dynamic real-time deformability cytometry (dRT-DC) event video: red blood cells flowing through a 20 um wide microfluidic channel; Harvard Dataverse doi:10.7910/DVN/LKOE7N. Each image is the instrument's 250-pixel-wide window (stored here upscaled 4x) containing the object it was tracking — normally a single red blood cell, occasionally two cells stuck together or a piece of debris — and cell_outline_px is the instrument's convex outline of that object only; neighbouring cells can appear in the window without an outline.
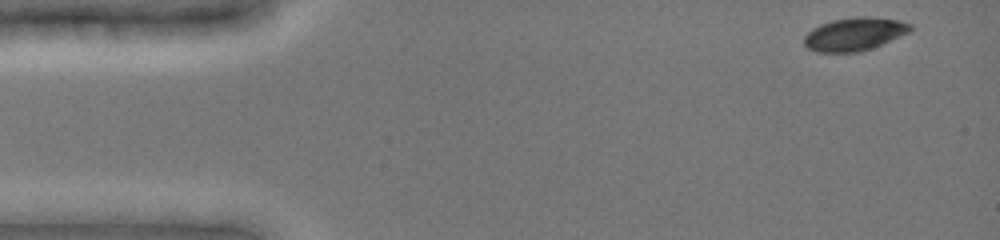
{"species": "common noctule bat (a hibernating species)", "species_latin": "Nyctalus noctula", "temperature_condition": "cold", "stored_images_in_passage": 45, "camera_frame_rate_fps": 3000, "um_per_image_px": 0.085, "animal": {"sex": "female", "body_mass_g": 19.0, "forearm_length_mm": 51.5}, "frame": {"image": 1, "passage_image": 1, "time_ms": 0.0, "image_size_px": [1000, 240], "cell_outline_px": [[912, 28], [908, 32], [872, 48], [860, 52], [816, 52], [808, 48], [804, 44], [804, 36], [812, 28], [820, 24], [832, 20], [856, 16], [868, 16], [900, 20], [912, 24]], "centroid_in_image_um": [72.61, 2.89], "position_along_channel_um": 12.4, "area_um2": 20.52}}
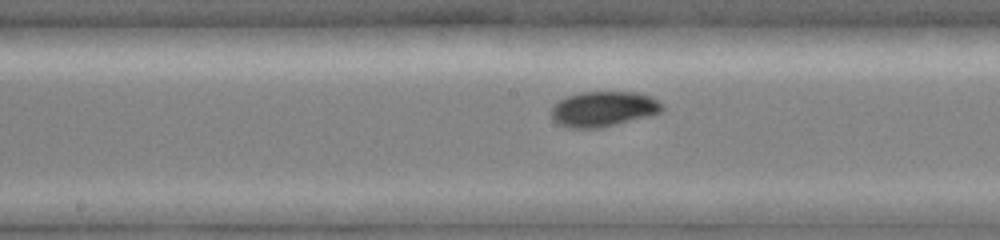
{"frame": {"image": 2, "passage_image": 23, "time_ms": 7.333, "image_size_px": [1000, 240], "cell_outline_px": [[664, 108], [660, 112], [652, 116], [600, 128], [568, 128], [560, 124], [552, 116], [552, 108], [560, 100], [568, 96], [580, 92], [636, 92], [652, 96], [664, 104]], "centroid_in_image_um": [51.37, 9.26], "position_along_channel_um": 196.8, "area_um2": 22.83}}
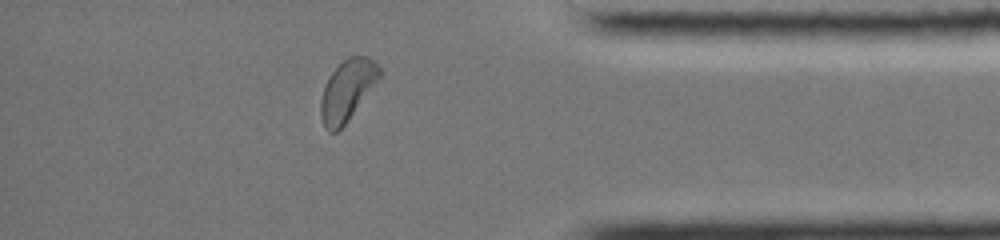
{"frame": {"image": 3, "passage_image": 40, "time_ms": 13.0, "image_size_px": [1000, 240], "cell_outline_px": [[380, 76], [348, 120], [336, 132], [328, 132], [324, 128], [320, 116], [320, 100], [324, 88], [332, 72], [348, 56], [368, 56], [380, 68]], "centroid_in_image_um": [29.48, 7.69], "position_along_channel_um": 405.7, "area_um2": 20.29}, "authors_computed_cell_mechanics": {"area_um2": 21.2126, "velocity_mm_per_s": 3.907, "shape_relaxation_time_tau1_ms": 2.5271, "shape_relaxation_time_tau2_ms": null, "deformation_change_tau1": 0.0857, "deformation_change_tau2": null}}